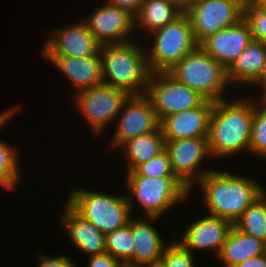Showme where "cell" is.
Listing matches in <instances>:
<instances>
[{
	"instance_id": "obj_22",
	"label": "cell",
	"mask_w": 266,
	"mask_h": 267,
	"mask_svg": "<svg viewBox=\"0 0 266 267\" xmlns=\"http://www.w3.org/2000/svg\"><path fill=\"white\" fill-rule=\"evenodd\" d=\"M265 242L233 227L217 256L224 267H235L246 259L264 254Z\"/></svg>"
},
{
	"instance_id": "obj_16",
	"label": "cell",
	"mask_w": 266,
	"mask_h": 267,
	"mask_svg": "<svg viewBox=\"0 0 266 267\" xmlns=\"http://www.w3.org/2000/svg\"><path fill=\"white\" fill-rule=\"evenodd\" d=\"M213 103L205 100L200 106L164 117L160 121L164 140L209 137Z\"/></svg>"
},
{
	"instance_id": "obj_28",
	"label": "cell",
	"mask_w": 266,
	"mask_h": 267,
	"mask_svg": "<svg viewBox=\"0 0 266 267\" xmlns=\"http://www.w3.org/2000/svg\"><path fill=\"white\" fill-rule=\"evenodd\" d=\"M258 99L260 101H254L249 151L266 159V97L261 96Z\"/></svg>"
},
{
	"instance_id": "obj_31",
	"label": "cell",
	"mask_w": 266,
	"mask_h": 267,
	"mask_svg": "<svg viewBox=\"0 0 266 267\" xmlns=\"http://www.w3.org/2000/svg\"><path fill=\"white\" fill-rule=\"evenodd\" d=\"M193 252L184 249L178 242L177 238L168 244L165 248L161 260L166 267H195Z\"/></svg>"
},
{
	"instance_id": "obj_9",
	"label": "cell",
	"mask_w": 266,
	"mask_h": 267,
	"mask_svg": "<svg viewBox=\"0 0 266 267\" xmlns=\"http://www.w3.org/2000/svg\"><path fill=\"white\" fill-rule=\"evenodd\" d=\"M246 0H197L188 15L196 42L236 25L244 18Z\"/></svg>"
},
{
	"instance_id": "obj_17",
	"label": "cell",
	"mask_w": 266,
	"mask_h": 267,
	"mask_svg": "<svg viewBox=\"0 0 266 267\" xmlns=\"http://www.w3.org/2000/svg\"><path fill=\"white\" fill-rule=\"evenodd\" d=\"M188 226L181 240L177 242L190 252L197 249H215V254L218 256L234 227V223L225 218L209 214L193 221Z\"/></svg>"
},
{
	"instance_id": "obj_4",
	"label": "cell",
	"mask_w": 266,
	"mask_h": 267,
	"mask_svg": "<svg viewBox=\"0 0 266 267\" xmlns=\"http://www.w3.org/2000/svg\"><path fill=\"white\" fill-rule=\"evenodd\" d=\"M126 173V187L131 193L126 195L130 211L134 210L133 204L137 202L150 221L157 220L173 205L185 201L190 193L177 177H148L135 170Z\"/></svg>"
},
{
	"instance_id": "obj_34",
	"label": "cell",
	"mask_w": 266,
	"mask_h": 267,
	"mask_svg": "<svg viewBox=\"0 0 266 267\" xmlns=\"http://www.w3.org/2000/svg\"><path fill=\"white\" fill-rule=\"evenodd\" d=\"M106 3L125 9L132 15H136L140 9L143 0H105Z\"/></svg>"
},
{
	"instance_id": "obj_19",
	"label": "cell",
	"mask_w": 266,
	"mask_h": 267,
	"mask_svg": "<svg viewBox=\"0 0 266 267\" xmlns=\"http://www.w3.org/2000/svg\"><path fill=\"white\" fill-rule=\"evenodd\" d=\"M63 208L61 226L68 232L74 247L82 253H88L89 256L106 252L104 233L90 221L79 216L66 202Z\"/></svg>"
},
{
	"instance_id": "obj_24",
	"label": "cell",
	"mask_w": 266,
	"mask_h": 267,
	"mask_svg": "<svg viewBox=\"0 0 266 267\" xmlns=\"http://www.w3.org/2000/svg\"><path fill=\"white\" fill-rule=\"evenodd\" d=\"M127 163V171L135 170L139 165L148 162L165 149V140L161 128L154 132L135 137L123 145Z\"/></svg>"
},
{
	"instance_id": "obj_12",
	"label": "cell",
	"mask_w": 266,
	"mask_h": 267,
	"mask_svg": "<svg viewBox=\"0 0 266 267\" xmlns=\"http://www.w3.org/2000/svg\"><path fill=\"white\" fill-rule=\"evenodd\" d=\"M117 118L119 120L109 145L112 148H121L126 141L160 128L156 112L145 95H130L123 103Z\"/></svg>"
},
{
	"instance_id": "obj_13",
	"label": "cell",
	"mask_w": 266,
	"mask_h": 267,
	"mask_svg": "<svg viewBox=\"0 0 266 267\" xmlns=\"http://www.w3.org/2000/svg\"><path fill=\"white\" fill-rule=\"evenodd\" d=\"M84 21L101 46L133 41L135 17L125 9L105 2Z\"/></svg>"
},
{
	"instance_id": "obj_20",
	"label": "cell",
	"mask_w": 266,
	"mask_h": 267,
	"mask_svg": "<svg viewBox=\"0 0 266 267\" xmlns=\"http://www.w3.org/2000/svg\"><path fill=\"white\" fill-rule=\"evenodd\" d=\"M131 230L134 240L132 258L125 267H143L147 264L161 260L165 248L168 246L156 228L143 219H132Z\"/></svg>"
},
{
	"instance_id": "obj_36",
	"label": "cell",
	"mask_w": 266,
	"mask_h": 267,
	"mask_svg": "<svg viewBox=\"0 0 266 267\" xmlns=\"http://www.w3.org/2000/svg\"><path fill=\"white\" fill-rule=\"evenodd\" d=\"M176 4L183 12L190 8L197 0H169Z\"/></svg>"
},
{
	"instance_id": "obj_38",
	"label": "cell",
	"mask_w": 266,
	"mask_h": 267,
	"mask_svg": "<svg viewBox=\"0 0 266 267\" xmlns=\"http://www.w3.org/2000/svg\"><path fill=\"white\" fill-rule=\"evenodd\" d=\"M143 267H166V265L164 264V262L162 260L147 264Z\"/></svg>"
},
{
	"instance_id": "obj_2",
	"label": "cell",
	"mask_w": 266,
	"mask_h": 267,
	"mask_svg": "<svg viewBox=\"0 0 266 267\" xmlns=\"http://www.w3.org/2000/svg\"><path fill=\"white\" fill-rule=\"evenodd\" d=\"M196 183L200 184L208 213L233 223L263 195L264 190L257 181L248 176L216 169L203 175Z\"/></svg>"
},
{
	"instance_id": "obj_39",
	"label": "cell",
	"mask_w": 266,
	"mask_h": 267,
	"mask_svg": "<svg viewBox=\"0 0 266 267\" xmlns=\"http://www.w3.org/2000/svg\"><path fill=\"white\" fill-rule=\"evenodd\" d=\"M256 6L266 10V0H251Z\"/></svg>"
},
{
	"instance_id": "obj_7",
	"label": "cell",
	"mask_w": 266,
	"mask_h": 267,
	"mask_svg": "<svg viewBox=\"0 0 266 267\" xmlns=\"http://www.w3.org/2000/svg\"><path fill=\"white\" fill-rule=\"evenodd\" d=\"M66 203L83 219L90 221L104 235L128 224L132 213L127 197L74 188Z\"/></svg>"
},
{
	"instance_id": "obj_33",
	"label": "cell",
	"mask_w": 266,
	"mask_h": 267,
	"mask_svg": "<svg viewBox=\"0 0 266 267\" xmlns=\"http://www.w3.org/2000/svg\"><path fill=\"white\" fill-rule=\"evenodd\" d=\"M88 267H125L119 260L114 258L110 253L91 255Z\"/></svg>"
},
{
	"instance_id": "obj_37",
	"label": "cell",
	"mask_w": 266,
	"mask_h": 267,
	"mask_svg": "<svg viewBox=\"0 0 266 267\" xmlns=\"http://www.w3.org/2000/svg\"><path fill=\"white\" fill-rule=\"evenodd\" d=\"M257 84L263 89L262 97H266V67L262 79Z\"/></svg>"
},
{
	"instance_id": "obj_35",
	"label": "cell",
	"mask_w": 266,
	"mask_h": 267,
	"mask_svg": "<svg viewBox=\"0 0 266 267\" xmlns=\"http://www.w3.org/2000/svg\"><path fill=\"white\" fill-rule=\"evenodd\" d=\"M235 267H266V256L262 254L254 258L246 259Z\"/></svg>"
},
{
	"instance_id": "obj_14",
	"label": "cell",
	"mask_w": 266,
	"mask_h": 267,
	"mask_svg": "<svg viewBox=\"0 0 266 267\" xmlns=\"http://www.w3.org/2000/svg\"><path fill=\"white\" fill-rule=\"evenodd\" d=\"M43 47V57L81 58L96 55L101 45L83 21L54 30Z\"/></svg>"
},
{
	"instance_id": "obj_15",
	"label": "cell",
	"mask_w": 266,
	"mask_h": 267,
	"mask_svg": "<svg viewBox=\"0 0 266 267\" xmlns=\"http://www.w3.org/2000/svg\"><path fill=\"white\" fill-rule=\"evenodd\" d=\"M253 41L248 23H239L203 39L198 46L213 59L228 69Z\"/></svg>"
},
{
	"instance_id": "obj_18",
	"label": "cell",
	"mask_w": 266,
	"mask_h": 267,
	"mask_svg": "<svg viewBox=\"0 0 266 267\" xmlns=\"http://www.w3.org/2000/svg\"><path fill=\"white\" fill-rule=\"evenodd\" d=\"M73 83L77 91L92 88L103 83L100 51L87 57H45Z\"/></svg>"
},
{
	"instance_id": "obj_6",
	"label": "cell",
	"mask_w": 266,
	"mask_h": 267,
	"mask_svg": "<svg viewBox=\"0 0 266 267\" xmlns=\"http://www.w3.org/2000/svg\"><path fill=\"white\" fill-rule=\"evenodd\" d=\"M150 36L153 42L146 52V60L151 73L169 72L198 46L185 12L164 27L151 32Z\"/></svg>"
},
{
	"instance_id": "obj_11",
	"label": "cell",
	"mask_w": 266,
	"mask_h": 267,
	"mask_svg": "<svg viewBox=\"0 0 266 267\" xmlns=\"http://www.w3.org/2000/svg\"><path fill=\"white\" fill-rule=\"evenodd\" d=\"M165 149L169 153L173 173L190 189V193L196 182L212 170L199 169L203 160L211 156L208 137L165 140Z\"/></svg>"
},
{
	"instance_id": "obj_27",
	"label": "cell",
	"mask_w": 266,
	"mask_h": 267,
	"mask_svg": "<svg viewBox=\"0 0 266 267\" xmlns=\"http://www.w3.org/2000/svg\"><path fill=\"white\" fill-rule=\"evenodd\" d=\"M106 252L125 265L133 256L134 240L131 218L124 227L105 235Z\"/></svg>"
},
{
	"instance_id": "obj_25",
	"label": "cell",
	"mask_w": 266,
	"mask_h": 267,
	"mask_svg": "<svg viewBox=\"0 0 266 267\" xmlns=\"http://www.w3.org/2000/svg\"><path fill=\"white\" fill-rule=\"evenodd\" d=\"M17 107L10 109L0 120V129L9 122V119L17 112ZM18 149L12 147L0 139V186L6 189H15L19 182Z\"/></svg>"
},
{
	"instance_id": "obj_1",
	"label": "cell",
	"mask_w": 266,
	"mask_h": 267,
	"mask_svg": "<svg viewBox=\"0 0 266 267\" xmlns=\"http://www.w3.org/2000/svg\"><path fill=\"white\" fill-rule=\"evenodd\" d=\"M237 98L213 103L208 137L213 159L249 151L254 101L245 96L242 99Z\"/></svg>"
},
{
	"instance_id": "obj_21",
	"label": "cell",
	"mask_w": 266,
	"mask_h": 267,
	"mask_svg": "<svg viewBox=\"0 0 266 267\" xmlns=\"http://www.w3.org/2000/svg\"><path fill=\"white\" fill-rule=\"evenodd\" d=\"M265 67L266 43L253 40L227 69L229 83L257 84L263 77Z\"/></svg>"
},
{
	"instance_id": "obj_26",
	"label": "cell",
	"mask_w": 266,
	"mask_h": 267,
	"mask_svg": "<svg viewBox=\"0 0 266 267\" xmlns=\"http://www.w3.org/2000/svg\"><path fill=\"white\" fill-rule=\"evenodd\" d=\"M234 227L257 239L266 241V197L262 195L236 220Z\"/></svg>"
},
{
	"instance_id": "obj_41",
	"label": "cell",
	"mask_w": 266,
	"mask_h": 267,
	"mask_svg": "<svg viewBox=\"0 0 266 267\" xmlns=\"http://www.w3.org/2000/svg\"><path fill=\"white\" fill-rule=\"evenodd\" d=\"M264 255L266 256V241H265Z\"/></svg>"
},
{
	"instance_id": "obj_10",
	"label": "cell",
	"mask_w": 266,
	"mask_h": 267,
	"mask_svg": "<svg viewBox=\"0 0 266 267\" xmlns=\"http://www.w3.org/2000/svg\"><path fill=\"white\" fill-rule=\"evenodd\" d=\"M74 96L77 110L86 118L92 131L101 134L107 124L118 120V113L130 95L122 89L102 83L79 91Z\"/></svg>"
},
{
	"instance_id": "obj_3",
	"label": "cell",
	"mask_w": 266,
	"mask_h": 267,
	"mask_svg": "<svg viewBox=\"0 0 266 267\" xmlns=\"http://www.w3.org/2000/svg\"><path fill=\"white\" fill-rule=\"evenodd\" d=\"M140 46L134 41L101 46L103 83L129 95H144L151 72L146 60L147 49Z\"/></svg>"
},
{
	"instance_id": "obj_23",
	"label": "cell",
	"mask_w": 266,
	"mask_h": 267,
	"mask_svg": "<svg viewBox=\"0 0 266 267\" xmlns=\"http://www.w3.org/2000/svg\"><path fill=\"white\" fill-rule=\"evenodd\" d=\"M182 13L176 4L169 0H143L138 13L134 16L135 28H143V32L150 34L175 20Z\"/></svg>"
},
{
	"instance_id": "obj_5",
	"label": "cell",
	"mask_w": 266,
	"mask_h": 267,
	"mask_svg": "<svg viewBox=\"0 0 266 267\" xmlns=\"http://www.w3.org/2000/svg\"><path fill=\"white\" fill-rule=\"evenodd\" d=\"M168 73L206 100L216 102L226 99L224 92L230 84L227 69L199 46L186 54Z\"/></svg>"
},
{
	"instance_id": "obj_42",
	"label": "cell",
	"mask_w": 266,
	"mask_h": 267,
	"mask_svg": "<svg viewBox=\"0 0 266 267\" xmlns=\"http://www.w3.org/2000/svg\"><path fill=\"white\" fill-rule=\"evenodd\" d=\"M263 195L266 197V191L265 190H263Z\"/></svg>"
},
{
	"instance_id": "obj_32",
	"label": "cell",
	"mask_w": 266,
	"mask_h": 267,
	"mask_svg": "<svg viewBox=\"0 0 266 267\" xmlns=\"http://www.w3.org/2000/svg\"><path fill=\"white\" fill-rule=\"evenodd\" d=\"M38 267H76V263L66 255H59L55 257L47 256L39 253Z\"/></svg>"
},
{
	"instance_id": "obj_30",
	"label": "cell",
	"mask_w": 266,
	"mask_h": 267,
	"mask_svg": "<svg viewBox=\"0 0 266 267\" xmlns=\"http://www.w3.org/2000/svg\"><path fill=\"white\" fill-rule=\"evenodd\" d=\"M135 171L139 175L148 177H176L172 171L170 156L166 149L148 162L139 165Z\"/></svg>"
},
{
	"instance_id": "obj_29",
	"label": "cell",
	"mask_w": 266,
	"mask_h": 267,
	"mask_svg": "<svg viewBox=\"0 0 266 267\" xmlns=\"http://www.w3.org/2000/svg\"><path fill=\"white\" fill-rule=\"evenodd\" d=\"M243 19L249 25L252 39L266 43V10L256 6L251 0H246Z\"/></svg>"
},
{
	"instance_id": "obj_40",
	"label": "cell",
	"mask_w": 266,
	"mask_h": 267,
	"mask_svg": "<svg viewBox=\"0 0 266 267\" xmlns=\"http://www.w3.org/2000/svg\"><path fill=\"white\" fill-rule=\"evenodd\" d=\"M10 109H7L6 111L0 113V120L4 117V115L9 111Z\"/></svg>"
},
{
	"instance_id": "obj_8",
	"label": "cell",
	"mask_w": 266,
	"mask_h": 267,
	"mask_svg": "<svg viewBox=\"0 0 266 267\" xmlns=\"http://www.w3.org/2000/svg\"><path fill=\"white\" fill-rule=\"evenodd\" d=\"M161 121L171 114L200 106L206 99L168 72L151 73L144 94Z\"/></svg>"
}]
</instances>
